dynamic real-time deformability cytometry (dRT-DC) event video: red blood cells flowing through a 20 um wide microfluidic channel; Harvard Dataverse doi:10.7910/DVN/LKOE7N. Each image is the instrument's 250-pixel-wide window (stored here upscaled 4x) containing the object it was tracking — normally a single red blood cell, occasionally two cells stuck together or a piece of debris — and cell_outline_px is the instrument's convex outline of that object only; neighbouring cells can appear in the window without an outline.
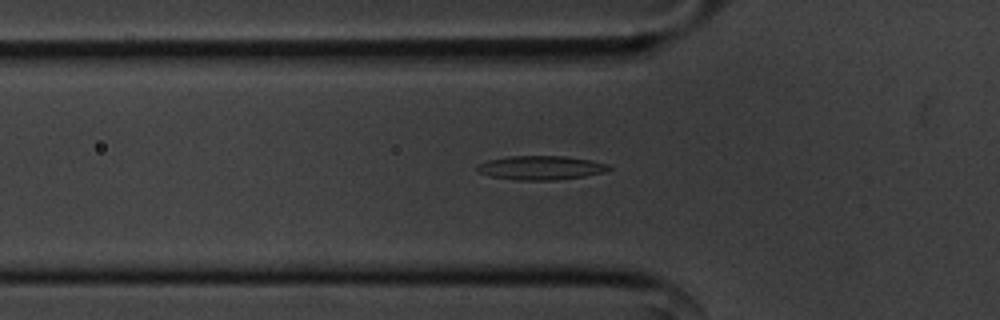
{"species": "common noctule bat (a hibernating species)", "species_latin": "Nyctalus noctula", "temperature_condition": "cold", "stored_images_in_passage": 37, "camera_frame_rate_fps": 3000, "um_per_image_px": 0.085, "animal": {"sex": "male", "body_mass_g": 20.1, "forearm_length_mm": 53.5}, "frame": {"image": 1, "passage_image": 5, "time_ms": 1.333, "image_size_px": [1000, 320], "cell_outline_px": [[612, 168], [604, 172], [584, 176], [556, 180], [516, 180], [492, 176], [480, 172], [476, 168], [476, 164], [488, 160], [508, 156], [564, 156], [592, 160], [608, 164]], "centroid_in_image_um": [45.98, 14.25], "position_along_channel_um": 79.8, "area_um2": 18.38}}
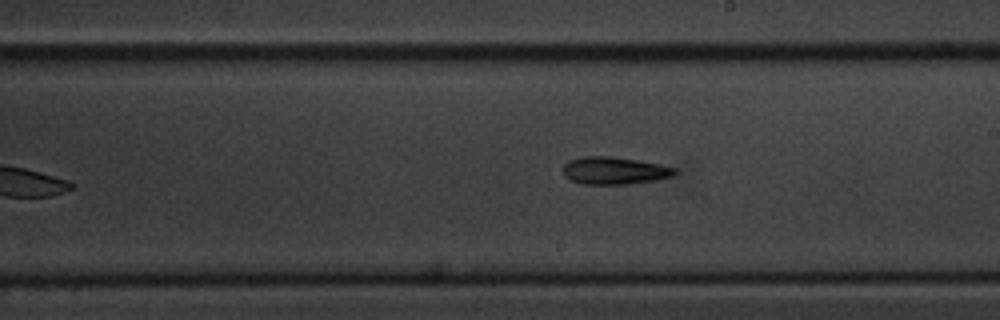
{"frame": {"image": 2, "passage_image": 18, "time_ms": 5.667, "image_size_px": [1000, 320], "cell_outline_px": [[676, 172], [672, 176], [656, 180], [628, 184], [584, 184], [568, 180], [564, 176], [564, 164], [568, 160], [584, 156], [612, 156], [660, 164], [676, 168]], "centroid_in_image_um": [52.19, 14.5], "position_along_channel_um": 236.8, "area_um2": 17.92}}
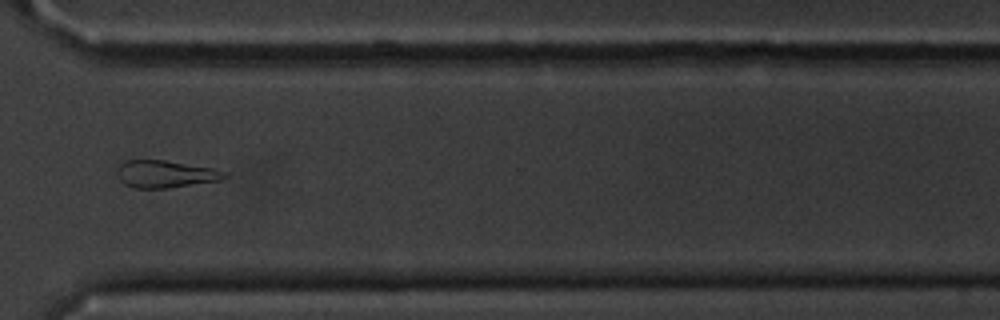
{"frame": {"image": 3, "passage_image": 28, "time_ms": 9.0, "image_size_px": [1000, 320], "cell_outline_px": [[228, 176], [220, 180], [168, 188], [132, 188], [124, 184], [120, 180], [116, 172], [120, 164], [124, 160], [164, 160], [212, 168], [224, 172]], "centroid_in_image_um": [14.0, 14.8], "position_along_channel_um": 356.6, "area_um2": 16.99}, "authors_computed_cell_mechanics": {"area_um2": 18.0336, "velocity_mm_per_s": 3.6021, "shape_relaxation_time_tau1_ms": 3.8606, "shape_relaxation_time_tau2_ms": null, "deformation_change_tau1": 0.0899, "deformation_change_tau2": null}}